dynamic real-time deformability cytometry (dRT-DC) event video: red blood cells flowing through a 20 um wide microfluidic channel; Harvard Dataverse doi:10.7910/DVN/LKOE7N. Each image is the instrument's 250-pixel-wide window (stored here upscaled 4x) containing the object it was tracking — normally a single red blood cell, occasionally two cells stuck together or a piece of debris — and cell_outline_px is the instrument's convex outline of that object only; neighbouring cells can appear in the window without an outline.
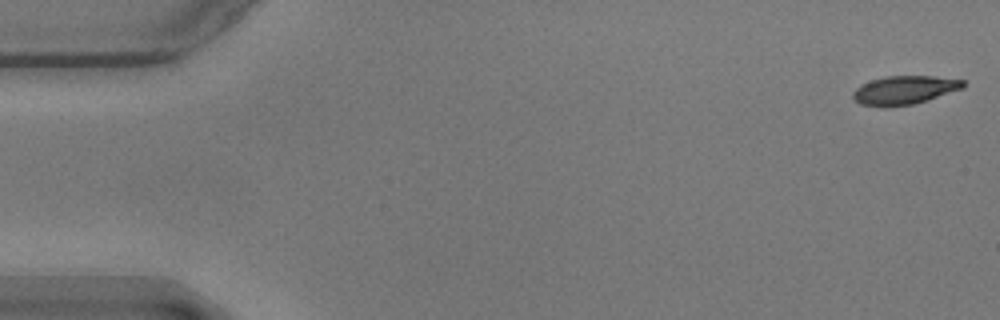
{"species": "common noctule bat (a hibernating species)", "species_latin": "Nyctalus noctula", "temperature_condition": "warm", "stored_images_in_passage": 15, "camera_frame_rate_fps": 3000, "um_per_image_px": 0.085, "animal": {"sex": "male", "body_mass_g": 17.9}, "frame": {"image": 1, "passage_image": 1, "time_ms": 0.0, "image_size_px": [1000, 320], "cell_outline_px": [[964, 88], [912, 104], [888, 108], [884, 108], [860, 104], [852, 96], [852, 92], [860, 84], [884, 76], [932, 76], [964, 80]], "centroid_in_image_um": [76.82, 7.66], "position_along_channel_um": 8.2, "area_um2": 18.38}}
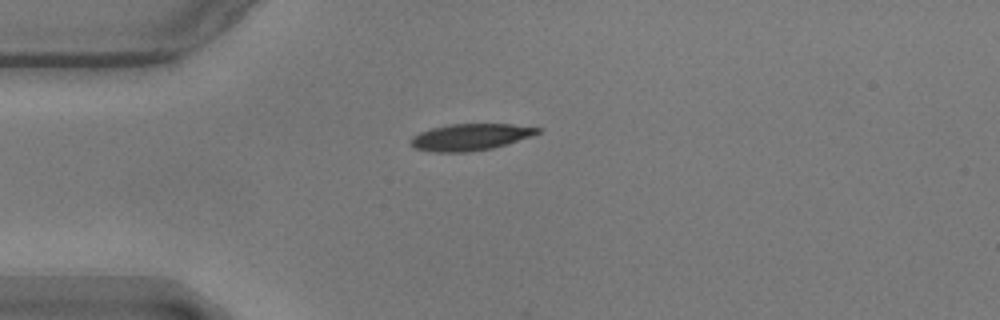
{"frame": {"image": 2, "passage_image": 14, "time_ms": 4.333, "image_size_px": [1000, 320], "cell_outline_px": [[544, 128], [540, 132], [492, 148], [468, 152], [432, 152], [412, 148], [408, 144], [408, 140], [412, 136], [420, 132], [432, 128], [448, 124], [512, 124]], "centroid_in_image_um": [39.88, 11.65], "position_along_channel_um": 45.1, "area_um2": 19.71}}